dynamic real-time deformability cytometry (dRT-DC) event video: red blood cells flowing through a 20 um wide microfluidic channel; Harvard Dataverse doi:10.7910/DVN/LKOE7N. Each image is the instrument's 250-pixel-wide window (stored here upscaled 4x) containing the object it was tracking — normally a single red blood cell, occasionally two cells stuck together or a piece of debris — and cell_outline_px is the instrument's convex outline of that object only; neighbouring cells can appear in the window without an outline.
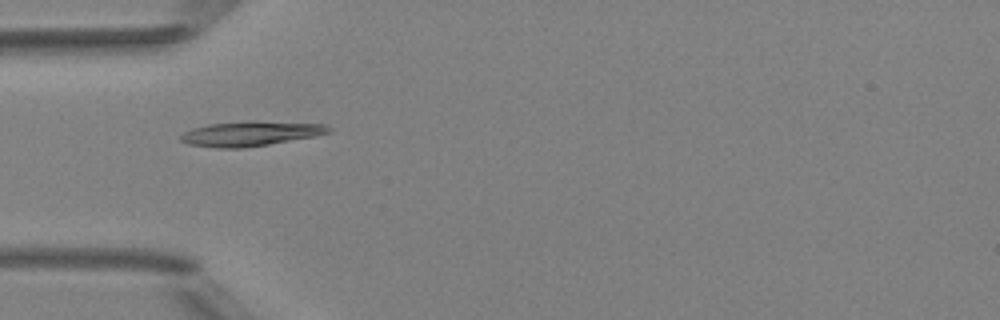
{"species": "Egyptian fruit bat (a non-hibernating species)", "species_latin": "Rousettus aegyptiacus", "temperature_condition": "room temperature", "stored_images_in_passage": 2, "camera_frame_rate_fps": 3000, "um_per_image_px": 0.085, "animal": {"sex": "female"}, "frame": {"image": 1, "passage_image": 1, "time_ms": 0.0, "image_size_px": [1000, 320], "cell_outline_px": [[332, 132], [316, 136], [244, 148], [216, 148], [188, 144], [180, 140], [180, 136], [184, 132], [192, 128], [208, 124], [252, 120], [256, 120], [324, 124], [332, 128]], "centroid_in_image_um": [21.31, 11.34], "position_along_channel_um": 63.7, "area_um2": 21.62}}
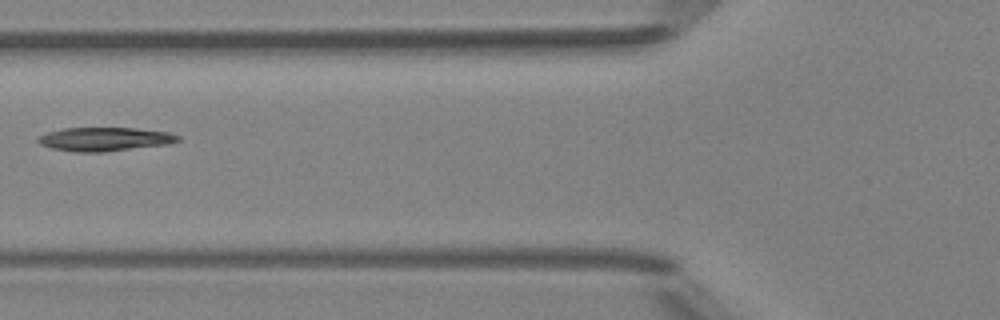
{"frame": {"image": 2, "passage_image": 2, "time_ms": 1.333, "image_size_px": [1000, 320], "cell_outline_px": [[180, 140], [168, 144], [104, 152], [76, 152], [52, 148], [40, 144], [36, 140], [40, 136], [48, 132], [64, 128], [136, 128], [168, 132], [180, 136]], "centroid_in_image_um": [8.91, 11.83], "position_along_channel_um": 116.9, "area_um2": 19.25}}